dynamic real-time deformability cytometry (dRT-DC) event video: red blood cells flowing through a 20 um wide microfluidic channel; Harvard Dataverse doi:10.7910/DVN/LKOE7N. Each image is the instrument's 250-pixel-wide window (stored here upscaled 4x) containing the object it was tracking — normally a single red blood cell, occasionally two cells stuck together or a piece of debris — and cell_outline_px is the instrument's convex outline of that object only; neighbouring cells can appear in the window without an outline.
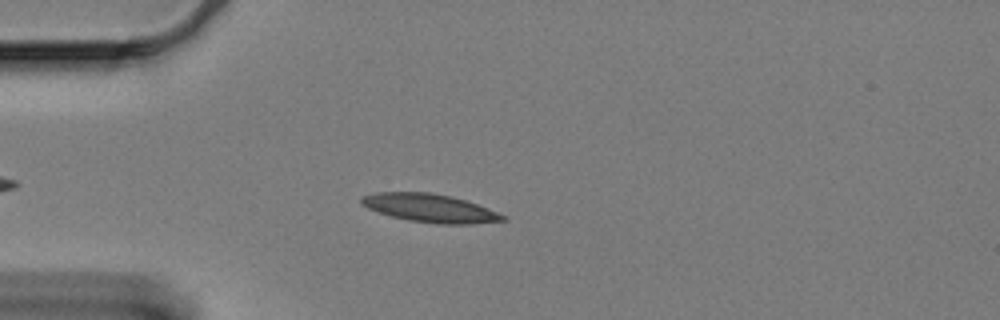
{"species": "Egyptian fruit bat (a non-hibernating species)", "species_latin": "Rousettus aegyptiacus", "temperature_condition": "cold", "stored_images_in_passage": 43, "camera_frame_rate_fps": 3000, "um_per_image_px": 0.085, "animal": {"sex": "female"}, "frame": {"image": 1, "passage_image": 3, "time_ms": 0.667, "image_size_px": [1000, 320], "cell_outline_px": [[508, 220], [472, 224], [440, 224], [408, 220], [392, 216], [368, 208], [360, 204], [360, 200], [364, 196], [376, 192], [428, 192], [452, 196], [476, 204], [508, 216]], "centroid_in_image_um": [36.58, 17.69], "position_along_channel_um": 48.4, "area_um2": 23.18}}
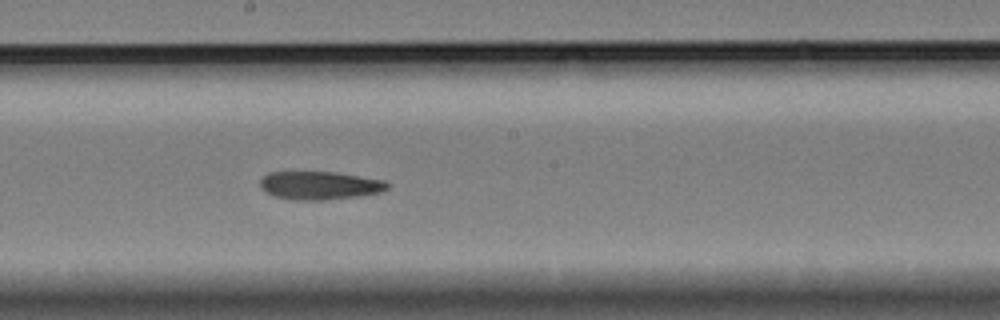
{"frame": {"image": 2, "passage_image": 20, "time_ms": 6.333, "image_size_px": [1000, 320], "cell_outline_px": [[388, 188], [380, 192], [360, 196], [324, 200], [292, 200], [276, 196], [264, 192], [260, 188], [260, 180], [268, 172], [336, 172], [384, 180], [388, 184]], "centroid_in_image_um": [27.15, 15.76], "position_along_channel_um": 221.1, "area_um2": 20.98}}
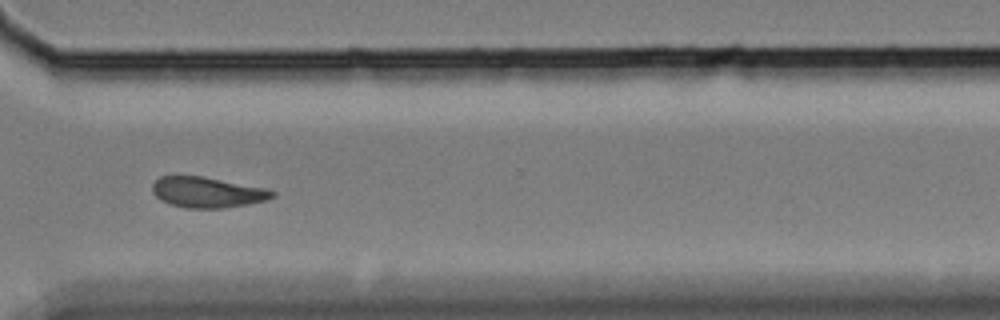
{"frame": {"image": 3, "passage_image": 32, "time_ms": 10.333, "image_size_px": [1000, 320], "cell_outline_px": [[276, 196], [268, 200], [248, 204], [224, 208], [184, 208], [168, 204], [160, 200], [152, 192], [152, 184], [160, 176], [204, 176], [264, 188], [276, 192]], "centroid_in_image_um": [17.61, 16.35], "position_along_channel_um": 353.0, "area_um2": 21.56}}